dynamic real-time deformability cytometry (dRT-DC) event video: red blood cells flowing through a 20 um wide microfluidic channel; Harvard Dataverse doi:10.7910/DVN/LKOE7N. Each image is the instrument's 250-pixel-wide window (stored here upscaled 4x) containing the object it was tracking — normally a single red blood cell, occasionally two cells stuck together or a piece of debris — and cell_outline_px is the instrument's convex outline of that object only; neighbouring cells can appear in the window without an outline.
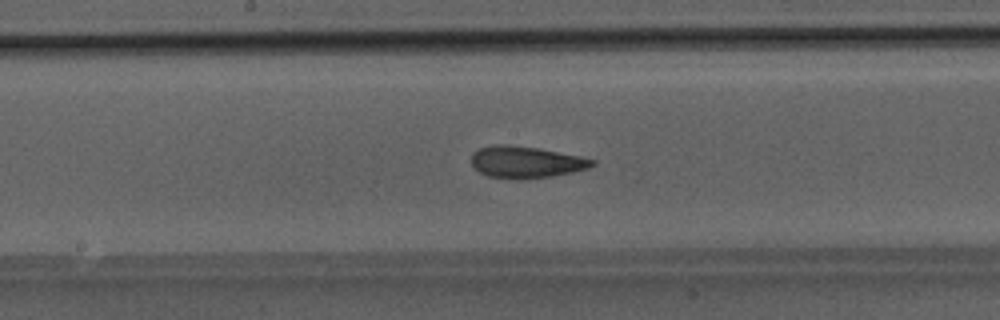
{"species": "Egyptian fruit bat (a non-hibernating species)", "species_latin": "Rousettus aegyptiacus", "temperature_condition": "room temperature", "stored_images_in_passage": 48, "camera_frame_rate_fps": 3000, "um_per_image_px": 0.085, "animal": {"sex": "male"}, "frame": {"image": 1, "passage_image": 25, "time_ms": 8.0, "image_size_px": [1000, 320], "cell_outline_px": [[596, 164], [588, 168], [572, 172], [552, 176], [520, 180], [516, 180], [488, 176], [480, 172], [472, 164], [472, 152], [480, 148], [496, 144], [508, 144], [536, 148], [580, 156], [596, 160]], "centroid_in_image_um": [44.7, 13.78], "position_along_channel_um": 203.5, "area_um2": 22.37}}
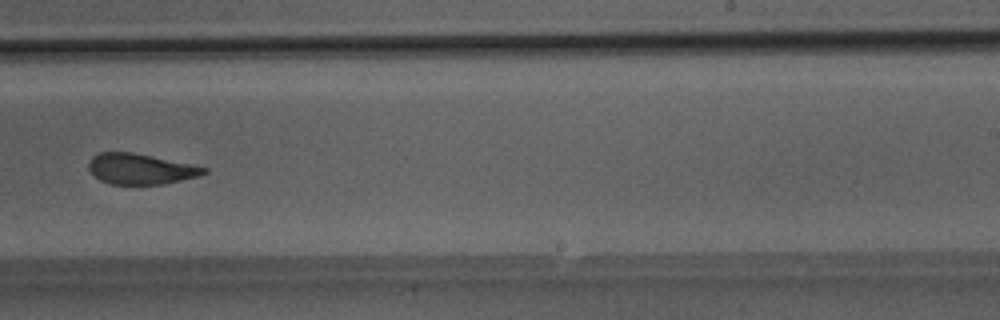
{"frame": {"image": 2, "passage_image": 30, "time_ms": 9.667, "image_size_px": [1000, 320], "cell_outline_px": [[208, 172], [200, 176], [164, 184], [112, 184], [100, 180], [92, 176], [88, 168], [88, 160], [92, 156], [100, 152], [132, 152], [208, 168]], "centroid_in_image_um": [11.9, 14.36], "position_along_channel_um": 277.1, "area_um2": 20.58}}
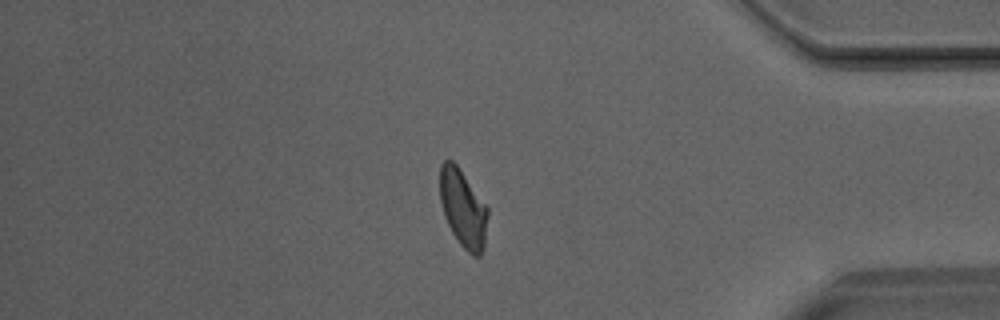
{"frame": {"image": 3, "passage_image": 40, "time_ms": 13.0, "image_size_px": [1000, 320], "cell_outline_px": [[488, 216], [484, 248], [480, 256], [472, 256], [460, 244], [452, 232], [444, 216], [440, 200], [440, 164], [444, 160], [452, 160], [456, 164], [488, 208]], "centroid_in_image_um": [39.36, 17.73], "position_along_channel_um": 395.8, "area_um2": 21.56}}